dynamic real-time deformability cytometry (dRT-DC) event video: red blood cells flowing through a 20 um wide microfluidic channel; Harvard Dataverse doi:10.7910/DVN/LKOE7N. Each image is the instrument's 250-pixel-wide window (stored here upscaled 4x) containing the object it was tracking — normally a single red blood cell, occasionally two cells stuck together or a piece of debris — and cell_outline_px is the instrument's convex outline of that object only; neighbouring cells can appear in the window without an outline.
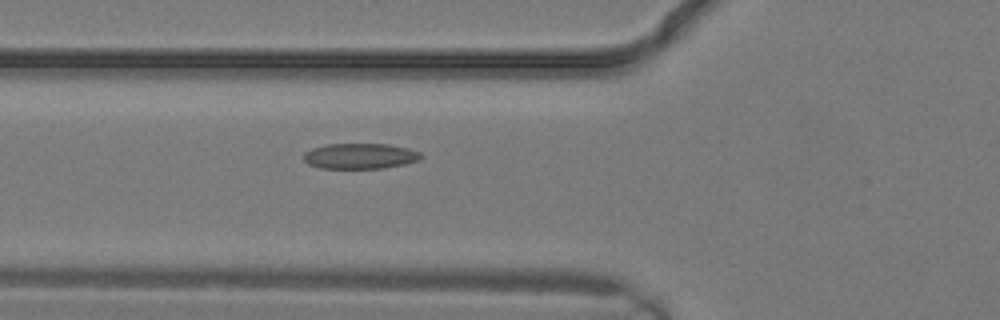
{"species": "common noctule bat (a hibernating species)", "species_latin": "Nyctalus noctula", "temperature_condition": "warm", "stored_images_in_passage": 4, "camera_frame_rate_fps": 3000, "um_per_image_px": 0.085, "animal": {"sex": "male", "body_mass_g": 19.2, "forearm_length_mm": 51.8}, "frame": {"image": 1, "passage_image": 4, "time_ms": 1.0, "image_size_px": [1000, 320], "cell_outline_px": [[424, 156], [420, 160], [404, 164], [384, 168], [320, 168], [308, 164], [304, 160], [304, 152], [312, 148], [324, 144], [388, 144], [408, 148], [420, 152]], "centroid_in_image_um": [30.61, 13.26], "position_along_channel_um": 95.2, "area_um2": 17.57}}